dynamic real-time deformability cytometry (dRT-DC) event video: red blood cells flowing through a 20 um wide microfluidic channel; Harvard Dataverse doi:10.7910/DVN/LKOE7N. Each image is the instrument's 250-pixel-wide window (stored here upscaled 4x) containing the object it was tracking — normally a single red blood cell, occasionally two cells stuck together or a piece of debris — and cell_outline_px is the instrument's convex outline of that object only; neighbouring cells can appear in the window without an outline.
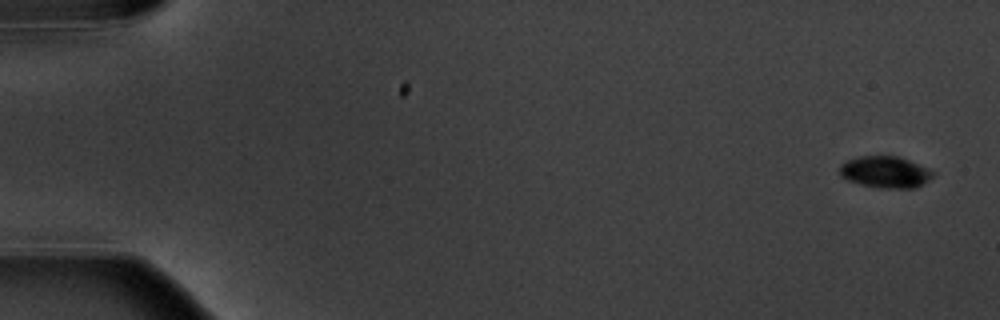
{"species": "common noctule bat (a hibernating species)", "species_latin": "Nyctalus noctula", "temperature_condition": "warm", "stored_images_in_passage": 6, "camera_frame_rate_fps": 3000, "um_per_image_px": 0.085, "animal": {"sex": "male", "body_mass_g": 20.1, "forearm_length_mm": 53.5}, "frame": {"image": 1, "passage_image": 1, "time_ms": 0.0, "image_size_px": [1000, 320], "cell_outline_px": [[936, 172], [928, 180], [916, 188], [880, 188], [848, 180], [840, 176], [840, 164], [848, 160], [860, 156], [900, 156], [928, 168]], "centroid_in_image_um": [75.27, 14.61], "position_along_channel_um": 9.7, "area_um2": 17.11}}
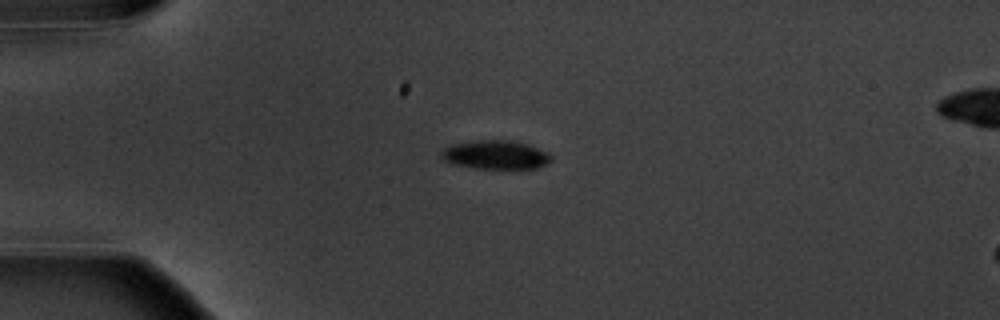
{"frame": {"image": 2, "passage_image": 4, "time_ms": 4.333, "image_size_px": [1000, 320], "cell_outline_px": [[552, 160], [548, 164], [536, 168], [476, 168], [452, 164], [444, 160], [440, 156], [440, 152], [444, 148], [452, 144], [476, 140], [512, 140], [528, 144], [548, 152], [552, 156]], "centroid_in_image_um": [42.13, 13.15], "position_along_channel_um": 42.9, "area_um2": 18.55}}